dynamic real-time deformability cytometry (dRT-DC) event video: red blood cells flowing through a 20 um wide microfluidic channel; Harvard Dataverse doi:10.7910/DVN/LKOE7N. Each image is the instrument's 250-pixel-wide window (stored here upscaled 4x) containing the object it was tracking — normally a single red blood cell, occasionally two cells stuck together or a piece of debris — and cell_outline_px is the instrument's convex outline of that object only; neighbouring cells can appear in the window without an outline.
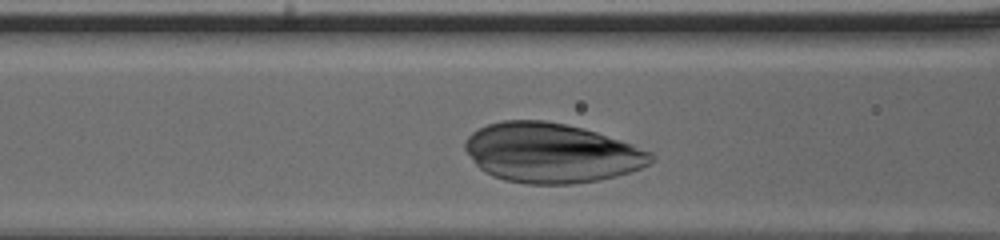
{"species": "human", "species_latin": "Homo sapiens", "temperature_condition": "cold", "stored_images_in_passage": 29, "camera_frame_rate_fps": 3000, "um_per_image_px": 0.085, "donor": {"sex": "male"}, "frame": {"image": 1, "passage_image": 7, "time_ms": 2.0, "image_size_px": [1000, 240], "cell_outline_px": [[656, 160], [640, 168], [616, 176], [600, 180], [572, 184], [528, 184], [504, 180], [492, 176], [484, 172], [476, 164], [464, 148], [464, 140], [472, 132], [488, 124], [504, 120], [544, 120], [584, 128], [632, 144], [652, 152], [656, 156]], "centroid_in_image_um": [46.86, 13.0], "position_along_channel_um": 119.7, "area_um2": 64.68}}